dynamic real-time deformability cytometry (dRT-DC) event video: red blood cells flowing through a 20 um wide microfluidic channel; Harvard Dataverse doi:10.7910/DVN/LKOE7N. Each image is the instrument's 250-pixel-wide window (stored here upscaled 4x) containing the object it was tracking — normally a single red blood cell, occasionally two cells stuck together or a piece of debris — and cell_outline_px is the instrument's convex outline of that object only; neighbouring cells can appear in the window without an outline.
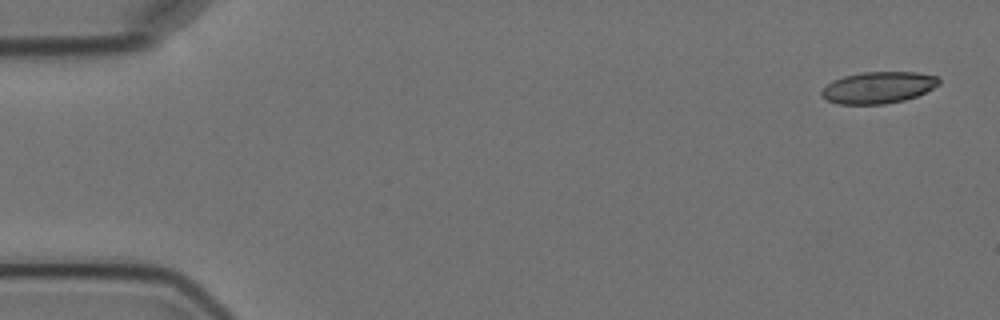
{"species": "Egyptian fruit bat (a non-hibernating species)", "species_latin": "Rousettus aegyptiacus", "temperature_condition": "cold", "stored_images_in_passage": 14, "segment_of_instrument_passage": [1, 2], "camera_frame_rate_fps": 3000, "um_per_image_px": 0.085, "animal": {"sex": "female"}, "frame": {"image": 1, "passage_image": 1, "time_ms": 0.0, "image_size_px": [1000, 320], "cell_outline_px": [[940, 84], [916, 96], [904, 100], [884, 104], [840, 104], [828, 100], [820, 96], [820, 92], [832, 80], [844, 76], [860, 72], [916, 72], [940, 76]], "centroid_in_image_um": [74.66, 7.43], "position_along_channel_um": 10.3, "area_um2": 21.68}}